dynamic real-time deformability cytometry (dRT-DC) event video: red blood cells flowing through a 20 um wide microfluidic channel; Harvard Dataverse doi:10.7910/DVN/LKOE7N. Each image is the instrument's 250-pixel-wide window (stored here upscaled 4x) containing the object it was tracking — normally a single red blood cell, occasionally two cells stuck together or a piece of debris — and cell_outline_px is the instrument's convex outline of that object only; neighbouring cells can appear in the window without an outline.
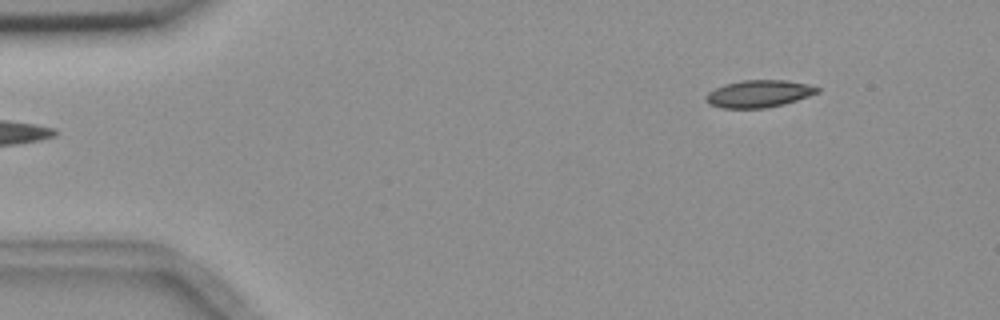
{"species": "common noctule bat (a hibernating species)", "species_latin": "Nyctalus noctula", "temperature_condition": "room temperature", "stored_images_in_passage": 4, "segment_of_instrument_passage": [2, 2], "camera_frame_rate_fps": 3000, "um_per_image_px": 0.085, "animal": {"sex": "female", "body_mass_g": 18.4}, "frame": {"image": 1, "passage_image": 4, "time_ms": 4.333, "image_size_px": [1000, 320], "cell_outline_px": [[820, 92], [784, 104], [764, 108], [720, 108], [708, 104], [704, 100], [704, 96], [708, 92], [724, 84], [740, 80], [788, 80], [808, 84], [820, 88]], "centroid_in_image_um": [64.46, 7.96], "position_along_channel_um": 20.5, "area_um2": 17.86}}